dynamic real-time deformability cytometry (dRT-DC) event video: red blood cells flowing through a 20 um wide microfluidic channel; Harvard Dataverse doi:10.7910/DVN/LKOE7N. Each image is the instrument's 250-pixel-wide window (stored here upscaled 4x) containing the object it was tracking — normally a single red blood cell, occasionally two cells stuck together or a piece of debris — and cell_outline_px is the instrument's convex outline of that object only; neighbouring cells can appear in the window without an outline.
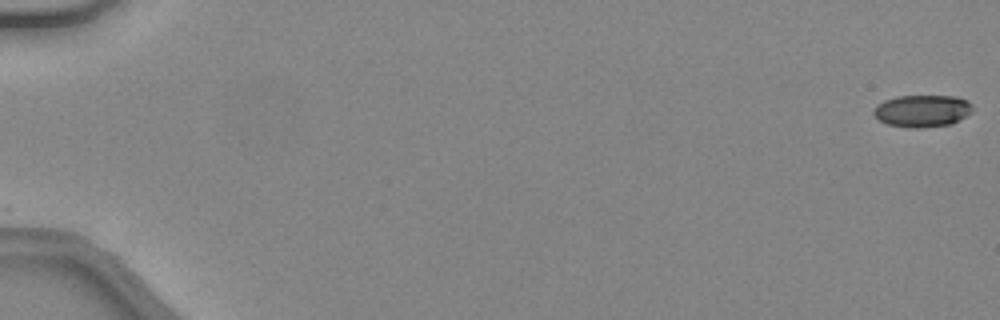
{"species": "common noctule bat (a hibernating species)", "species_latin": "Nyctalus noctula", "temperature_condition": "warm", "stored_images_in_passage": 45, "camera_frame_rate_fps": 3000, "um_per_image_px": 0.085, "animal": {"sex": "female", "body_mass_g": 24.6, "forearm_length_mm": 56.2}, "frame": {"image": 1, "passage_image": 1, "time_ms": 0.0, "image_size_px": [1000, 320], "cell_outline_px": [[972, 112], [952, 124], [924, 128], [908, 128], [888, 124], [880, 120], [872, 112], [876, 104], [884, 100], [896, 96], [956, 96], [968, 100], [972, 104]], "centroid_in_image_um": [78.4, 9.42], "position_along_channel_um": 6.6, "area_um2": 18.73}}
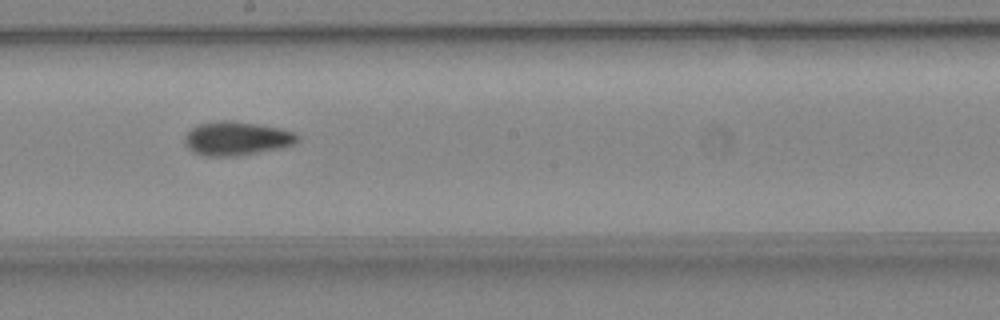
{"frame": {"image": 2, "passage_image": 29, "time_ms": 9.333, "image_size_px": [1000, 320], "cell_outline_px": [[300, 140], [296, 144], [280, 148], [236, 156], [204, 156], [188, 148], [184, 144], [184, 136], [192, 128], [200, 124], [220, 120], [232, 120], [280, 128], [296, 132], [300, 136]], "centroid_in_image_um": [20.15, 11.76], "position_along_channel_um": 228.1, "area_um2": 22.31}}
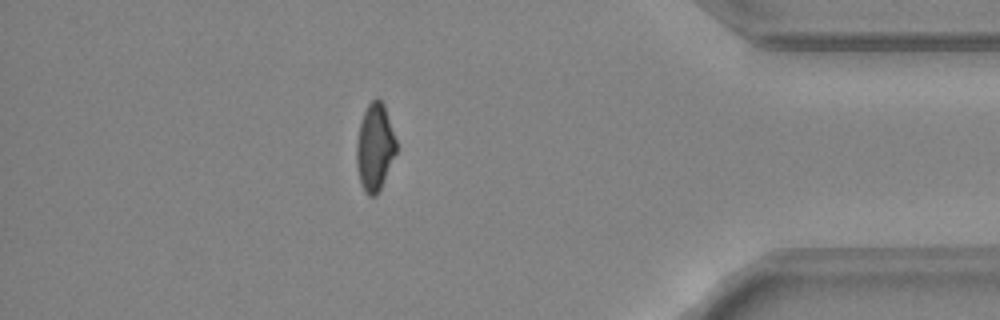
{"frame": {"image": 3, "passage_image": 43, "time_ms": 14.0, "image_size_px": [1000, 320], "cell_outline_px": [[396, 152], [380, 188], [376, 196], [368, 196], [364, 192], [360, 184], [356, 164], [356, 144], [360, 124], [364, 112], [368, 104], [376, 96], [384, 104], [396, 140]], "centroid_in_image_um": [31.84, 12.52], "position_along_channel_um": 403.4, "area_um2": 20.06}}